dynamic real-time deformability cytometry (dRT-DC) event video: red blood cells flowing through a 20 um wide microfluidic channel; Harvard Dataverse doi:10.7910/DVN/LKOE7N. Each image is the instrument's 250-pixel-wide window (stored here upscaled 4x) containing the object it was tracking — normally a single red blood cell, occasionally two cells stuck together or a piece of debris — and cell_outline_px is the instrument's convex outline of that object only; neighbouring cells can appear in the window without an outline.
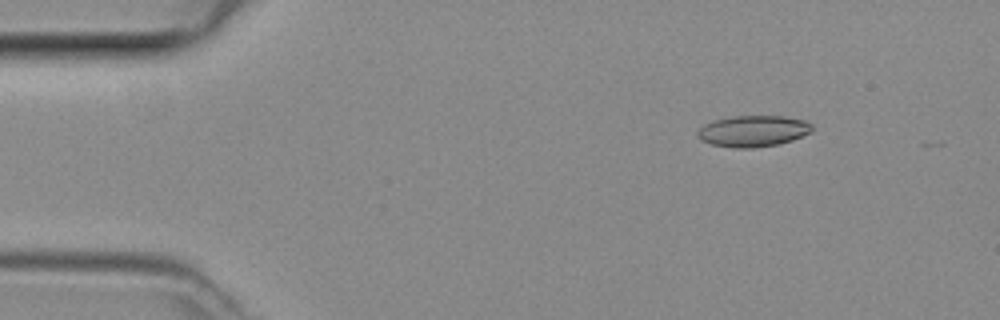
{"species": "common noctule bat (a hibernating species)", "species_latin": "Nyctalus noctula", "temperature_condition": "room temperature", "stored_images_in_passage": 12, "camera_frame_rate_fps": 3000, "um_per_image_px": 0.085, "animal": {"sex": "female", "body_mass_g": 29.2, "forearm_length_mm": 56.3}, "frame": {"image": 1, "passage_image": 6, "time_ms": 1.667, "image_size_px": [1000, 320], "cell_outline_px": [[812, 132], [792, 140], [776, 144], [752, 148], [732, 148], [712, 144], [700, 140], [696, 136], [696, 132], [704, 124], [712, 120], [732, 116], [784, 116], [808, 120], [812, 124]], "centroid_in_image_um": [64.0, 11.13], "position_along_channel_um": 21.0, "area_um2": 21.1}}